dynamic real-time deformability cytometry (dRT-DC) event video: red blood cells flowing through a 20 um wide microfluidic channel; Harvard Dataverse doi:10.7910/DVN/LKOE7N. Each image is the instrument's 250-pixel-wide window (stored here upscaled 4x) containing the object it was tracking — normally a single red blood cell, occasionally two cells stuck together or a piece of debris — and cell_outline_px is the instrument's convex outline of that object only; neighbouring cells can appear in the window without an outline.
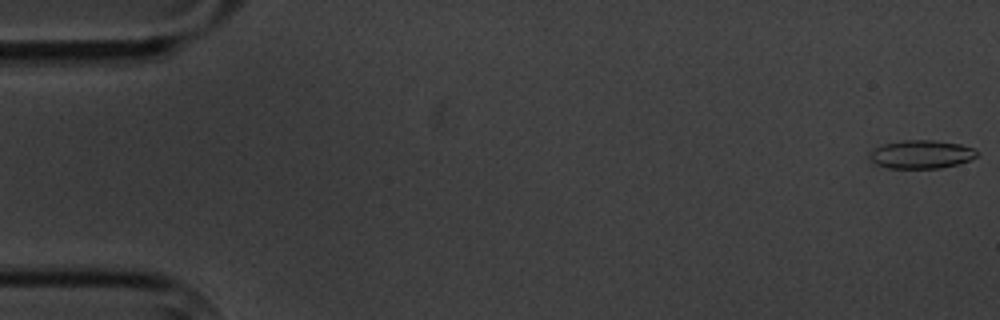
{"species": "common noctule bat (a hibernating species)", "species_latin": "Nyctalus noctula", "temperature_condition": "cold", "stored_images_in_passage": 6, "camera_frame_rate_fps": 3000, "um_per_image_px": 0.085, "animal": {"sex": "male", "body_mass_g": 20.1, "forearm_length_mm": 53.5}, "frame": {"image": 1, "passage_image": 1, "time_ms": 0.0, "image_size_px": [1000, 320], "cell_outline_px": [[976, 156], [968, 160], [956, 164], [940, 168], [888, 168], [876, 164], [868, 156], [876, 148], [884, 144], [904, 140], [936, 140], [960, 144], [972, 148], [976, 152]], "centroid_in_image_um": [78.29, 13.11], "position_along_channel_um": 6.7, "area_um2": 17.4}}
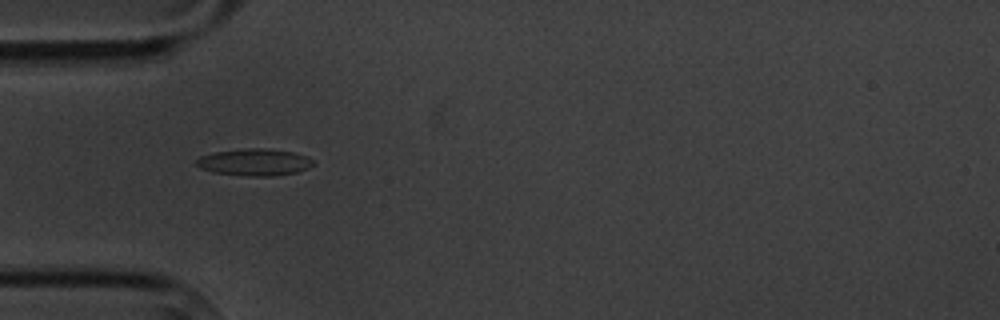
{"frame": {"image": 2, "passage_image": 6, "time_ms": 5.667, "image_size_px": [1000, 320], "cell_outline_px": [[312, 164], [308, 168], [296, 172], [272, 176], [248, 176], [212, 172], [200, 168], [196, 164], [196, 160], [200, 156], [216, 152], [248, 148], [268, 148], [296, 152], [308, 156], [312, 160]], "centroid_in_image_um": [21.64, 13.78], "position_along_channel_um": 63.4, "area_um2": 18.32}}